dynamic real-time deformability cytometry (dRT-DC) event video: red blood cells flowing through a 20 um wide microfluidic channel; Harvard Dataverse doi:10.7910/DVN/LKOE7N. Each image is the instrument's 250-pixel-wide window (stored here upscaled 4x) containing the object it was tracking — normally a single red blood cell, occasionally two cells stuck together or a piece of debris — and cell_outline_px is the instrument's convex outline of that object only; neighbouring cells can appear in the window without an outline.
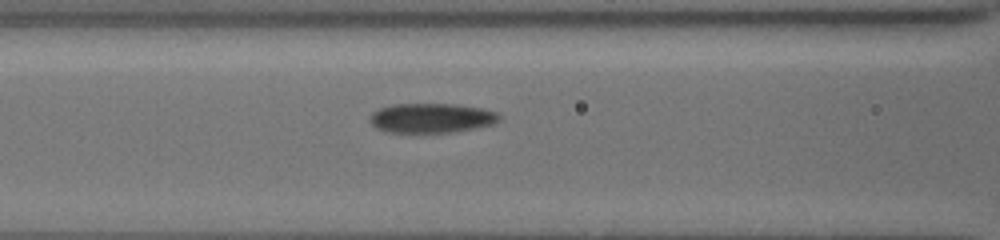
{"species": "common noctule bat (a hibernating species)", "species_latin": "Nyctalus noctula", "temperature_condition": "cold", "stored_images_in_passage": 26, "camera_frame_rate_fps": 3000, "um_per_image_px": 0.085, "animal": {"sex": "female", "body_mass_g": 19.5, "forearm_length_mm": 54.1}, "frame": {"image": 1, "passage_image": 3, "time_ms": 0.667, "image_size_px": [1000, 240], "cell_outline_px": [[500, 116], [492, 124], [472, 128], [448, 132], [388, 132], [376, 128], [372, 124], [372, 116], [380, 108], [396, 104], [452, 104], [480, 108], [496, 112]], "centroid_in_image_um": [36.66, 10.03], "position_along_channel_um": 129.9, "area_um2": 21.56}}
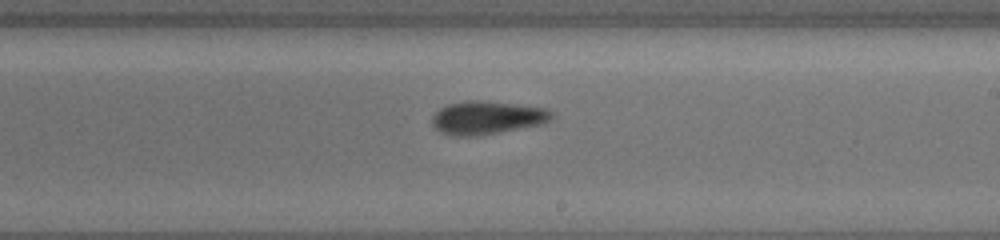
{"frame": {"image": 2, "passage_image": 12, "time_ms": 3.667, "image_size_px": [1000, 240], "cell_outline_px": [[552, 116], [548, 120], [536, 124], [480, 136], [448, 136], [440, 132], [432, 124], [432, 116], [440, 108], [448, 104], [472, 100], [484, 100], [544, 108], [552, 112]], "centroid_in_image_um": [41.3, 10.0], "position_along_channel_um": 247.7, "area_um2": 22.77}}
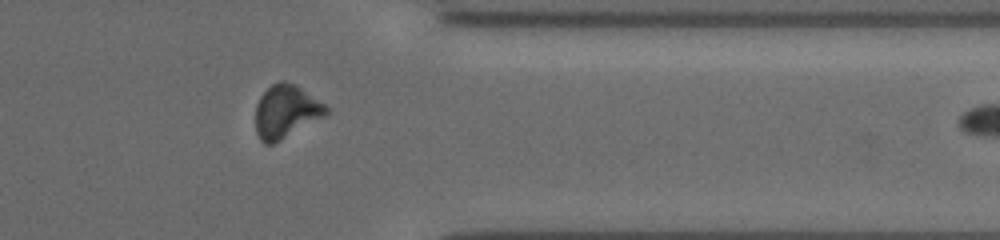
{"frame": {"image": 3, "passage_image": 23, "time_ms": 7.333, "image_size_px": [1000, 240], "cell_outline_px": [[328, 112], [324, 116], [272, 144], [264, 144], [260, 140], [256, 132], [256, 104], [260, 96], [272, 84], [280, 80], [284, 80], [300, 88], [324, 104], [328, 108]], "centroid_in_image_um": [24.26, 9.48], "position_along_channel_um": 387.1, "area_um2": 21.33}}